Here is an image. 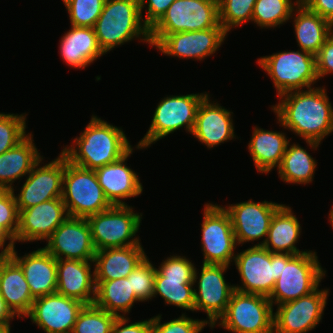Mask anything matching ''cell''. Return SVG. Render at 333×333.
I'll return each instance as SVG.
<instances>
[{"mask_svg": "<svg viewBox=\"0 0 333 333\" xmlns=\"http://www.w3.org/2000/svg\"><path fill=\"white\" fill-rule=\"evenodd\" d=\"M278 98L279 103L271 107L277 123L317 150L322 140L333 132V106L325 87L294 90Z\"/></svg>", "mask_w": 333, "mask_h": 333, "instance_id": "obj_1", "label": "cell"}, {"mask_svg": "<svg viewBox=\"0 0 333 333\" xmlns=\"http://www.w3.org/2000/svg\"><path fill=\"white\" fill-rule=\"evenodd\" d=\"M131 148L122 128L92 114L85 130L61 152L72 164L95 170L117 161Z\"/></svg>", "mask_w": 333, "mask_h": 333, "instance_id": "obj_2", "label": "cell"}, {"mask_svg": "<svg viewBox=\"0 0 333 333\" xmlns=\"http://www.w3.org/2000/svg\"><path fill=\"white\" fill-rule=\"evenodd\" d=\"M93 29L105 54L134 38L151 46L150 29L143 22L139 0H105Z\"/></svg>", "mask_w": 333, "mask_h": 333, "instance_id": "obj_3", "label": "cell"}, {"mask_svg": "<svg viewBox=\"0 0 333 333\" xmlns=\"http://www.w3.org/2000/svg\"><path fill=\"white\" fill-rule=\"evenodd\" d=\"M317 252L307 250L303 254L282 253V271L268 297L273 307L311 294L326 274L320 265Z\"/></svg>", "mask_w": 333, "mask_h": 333, "instance_id": "obj_4", "label": "cell"}, {"mask_svg": "<svg viewBox=\"0 0 333 333\" xmlns=\"http://www.w3.org/2000/svg\"><path fill=\"white\" fill-rule=\"evenodd\" d=\"M277 90V97L294 90L310 89L319 81L316 55L298 49L280 51L257 59Z\"/></svg>", "mask_w": 333, "mask_h": 333, "instance_id": "obj_5", "label": "cell"}, {"mask_svg": "<svg viewBox=\"0 0 333 333\" xmlns=\"http://www.w3.org/2000/svg\"><path fill=\"white\" fill-rule=\"evenodd\" d=\"M61 198L69 217L87 219L112 206L104 195L95 171L72 164L65 155Z\"/></svg>", "mask_w": 333, "mask_h": 333, "instance_id": "obj_6", "label": "cell"}, {"mask_svg": "<svg viewBox=\"0 0 333 333\" xmlns=\"http://www.w3.org/2000/svg\"><path fill=\"white\" fill-rule=\"evenodd\" d=\"M218 24V0H175L150 29L151 47L166 35L215 28Z\"/></svg>", "mask_w": 333, "mask_h": 333, "instance_id": "obj_7", "label": "cell"}, {"mask_svg": "<svg viewBox=\"0 0 333 333\" xmlns=\"http://www.w3.org/2000/svg\"><path fill=\"white\" fill-rule=\"evenodd\" d=\"M209 94L196 93L169 95L158 103L146 135L138 142L136 149L151 147V144L174 133L180 128L192 133L198 107Z\"/></svg>", "mask_w": 333, "mask_h": 333, "instance_id": "obj_8", "label": "cell"}, {"mask_svg": "<svg viewBox=\"0 0 333 333\" xmlns=\"http://www.w3.org/2000/svg\"><path fill=\"white\" fill-rule=\"evenodd\" d=\"M133 209L129 205H112L87 218L96 251L141 245L136 233L142 223V213Z\"/></svg>", "mask_w": 333, "mask_h": 333, "instance_id": "obj_9", "label": "cell"}, {"mask_svg": "<svg viewBox=\"0 0 333 333\" xmlns=\"http://www.w3.org/2000/svg\"><path fill=\"white\" fill-rule=\"evenodd\" d=\"M274 307L267 296L234 290L216 322L233 333H273Z\"/></svg>", "mask_w": 333, "mask_h": 333, "instance_id": "obj_10", "label": "cell"}, {"mask_svg": "<svg viewBox=\"0 0 333 333\" xmlns=\"http://www.w3.org/2000/svg\"><path fill=\"white\" fill-rule=\"evenodd\" d=\"M241 286L234 289L243 293L269 297L282 271V253H271L263 246H251L235 255Z\"/></svg>", "mask_w": 333, "mask_h": 333, "instance_id": "obj_11", "label": "cell"}, {"mask_svg": "<svg viewBox=\"0 0 333 333\" xmlns=\"http://www.w3.org/2000/svg\"><path fill=\"white\" fill-rule=\"evenodd\" d=\"M194 263L181 255H170L156 268L154 295L166 305L194 312Z\"/></svg>", "mask_w": 333, "mask_h": 333, "instance_id": "obj_12", "label": "cell"}, {"mask_svg": "<svg viewBox=\"0 0 333 333\" xmlns=\"http://www.w3.org/2000/svg\"><path fill=\"white\" fill-rule=\"evenodd\" d=\"M201 224L203 264L230 266L237 247L229 214L223 206L206 203Z\"/></svg>", "mask_w": 333, "mask_h": 333, "instance_id": "obj_13", "label": "cell"}, {"mask_svg": "<svg viewBox=\"0 0 333 333\" xmlns=\"http://www.w3.org/2000/svg\"><path fill=\"white\" fill-rule=\"evenodd\" d=\"M229 266L202 264L199 274L197 268L194 271V311H203L207 314L208 326L214 328L218 319L226 312L234 284H228L224 273ZM199 274V276H198ZM198 279V281H197Z\"/></svg>", "mask_w": 333, "mask_h": 333, "instance_id": "obj_14", "label": "cell"}, {"mask_svg": "<svg viewBox=\"0 0 333 333\" xmlns=\"http://www.w3.org/2000/svg\"><path fill=\"white\" fill-rule=\"evenodd\" d=\"M329 289H319L311 294L277 305L273 317V333H307L322 320Z\"/></svg>", "mask_w": 333, "mask_h": 333, "instance_id": "obj_15", "label": "cell"}, {"mask_svg": "<svg viewBox=\"0 0 333 333\" xmlns=\"http://www.w3.org/2000/svg\"><path fill=\"white\" fill-rule=\"evenodd\" d=\"M282 205L266 200L257 202L252 199L229 204V206L224 205L223 208L231 219L237 246L264 238L262 242L255 244V246H262L265 243L272 217Z\"/></svg>", "mask_w": 333, "mask_h": 333, "instance_id": "obj_16", "label": "cell"}, {"mask_svg": "<svg viewBox=\"0 0 333 333\" xmlns=\"http://www.w3.org/2000/svg\"><path fill=\"white\" fill-rule=\"evenodd\" d=\"M42 161H44L43 157L27 175L25 183L19 190L20 193H14L18 210L62 197L64 154L60 152L56 159L40 166L41 163H44Z\"/></svg>", "mask_w": 333, "mask_h": 333, "instance_id": "obj_17", "label": "cell"}, {"mask_svg": "<svg viewBox=\"0 0 333 333\" xmlns=\"http://www.w3.org/2000/svg\"><path fill=\"white\" fill-rule=\"evenodd\" d=\"M46 241L44 249L56 259L94 261L96 249L85 218L68 217Z\"/></svg>", "mask_w": 333, "mask_h": 333, "instance_id": "obj_18", "label": "cell"}, {"mask_svg": "<svg viewBox=\"0 0 333 333\" xmlns=\"http://www.w3.org/2000/svg\"><path fill=\"white\" fill-rule=\"evenodd\" d=\"M85 305L56 292L36 298L26 317L45 333H72L78 314Z\"/></svg>", "mask_w": 333, "mask_h": 333, "instance_id": "obj_19", "label": "cell"}, {"mask_svg": "<svg viewBox=\"0 0 333 333\" xmlns=\"http://www.w3.org/2000/svg\"><path fill=\"white\" fill-rule=\"evenodd\" d=\"M227 35L218 24L215 28L166 35L155 48L166 56L202 61L219 50Z\"/></svg>", "mask_w": 333, "mask_h": 333, "instance_id": "obj_20", "label": "cell"}, {"mask_svg": "<svg viewBox=\"0 0 333 333\" xmlns=\"http://www.w3.org/2000/svg\"><path fill=\"white\" fill-rule=\"evenodd\" d=\"M68 217L62 198L51 199L31 208L19 210L15 242L47 240Z\"/></svg>", "mask_w": 333, "mask_h": 333, "instance_id": "obj_21", "label": "cell"}, {"mask_svg": "<svg viewBox=\"0 0 333 333\" xmlns=\"http://www.w3.org/2000/svg\"><path fill=\"white\" fill-rule=\"evenodd\" d=\"M208 94L200 103L191 135L211 149L235 139L233 112L227 110ZM211 101V102H210Z\"/></svg>", "mask_w": 333, "mask_h": 333, "instance_id": "obj_22", "label": "cell"}, {"mask_svg": "<svg viewBox=\"0 0 333 333\" xmlns=\"http://www.w3.org/2000/svg\"><path fill=\"white\" fill-rule=\"evenodd\" d=\"M133 148L117 161L94 170L104 195L111 205H128L124 200L137 197L143 192L137 172L135 173L125 163L133 153Z\"/></svg>", "mask_w": 333, "mask_h": 333, "instance_id": "obj_23", "label": "cell"}, {"mask_svg": "<svg viewBox=\"0 0 333 333\" xmlns=\"http://www.w3.org/2000/svg\"><path fill=\"white\" fill-rule=\"evenodd\" d=\"M9 255L22 268L30 293L34 299L56 293L57 259L44 248L18 256L15 247Z\"/></svg>", "mask_w": 333, "mask_h": 333, "instance_id": "obj_24", "label": "cell"}, {"mask_svg": "<svg viewBox=\"0 0 333 333\" xmlns=\"http://www.w3.org/2000/svg\"><path fill=\"white\" fill-rule=\"evenodd\" d=\"M94 261L57 259L58 294L77 299L86 305L94 304L96 297Z\"/></svg>", "mask_w": 333, "mask_h": 333, "instance_id": "obj_25", "label": "cell"}, {"mask_svg": "<svg viewBox=\"0 0 333 333\" xmlns=\"http://www.w3.org/2000/svg\"><path fill=\"white\" fill-rule=\"evenodd\" d=\"M0 294L17 318H25L35 300L20 265L10 255H0Z\"/></svg>", "mask_w": 333, "mask_h": 333, "instance_id": "obj_26", "label": "cell"}, {"mask_svg": "<svg viewBox=\"0 0 333 333\" xmlns=\"http://www.w3.org/2000/svg\"><path fill=\"white\" fill-rule=\"evenodd\" d=\"M61 37L59 53L66 64L75 69H85L105 55L91 27H75Z\"/></svg>", "mask_w": 333, "mask_h": 333, "instance_id": "obj_27", "label": "cell"}, {"mask_svg": "<svg viewBox=\"0 0 333 333\" xmlns=\"http://www.w3.org/2000/svg\"><path fill=\"white\" fill-rule=\"evenodd\" d=\"M146 256L142 245L98 250L93 266L95 281L126 278Z\"/></svg>", "mask_w": 333, "mask_h": 333, "instance_id": "obj_28", "label": "cell"}, {"mask_svg": "<svg viewBox=\"0 0 333 333\" xmlns=\"http://www.w3.org/2000/svg\"><path fill=\"white\" fill-rule=\"evenodd\" d=\"M253 129L247 146L249 154L257 171L269 174L272 169H278L281 165L289 138L282 131H269L258 126H254Z\"/></svg>", "mask_w": 333, "mask_h": 333, "instance_id": "obj_29", "label": "cell"}, {"mask_svg": "<svg viewBox=\"0 0 333 333\" xmlns=\"http://www.w3.org/2000/svg\"><path fill=\"white\" fill-rule=\"evenodd\" d=\"M42 157L32 132L28 133L16 146L0 154V188L15 191L14 182L26 177Z\"/></svg>", "mask_w": 333, "mask_h": 333, "instance_id": "obj_30", "label": "cell"}, {"mask_svg": "<svg viewBox=\"0 0 333 333\" xmlns=\"http://www.w3.org/2000/svg\"><path fill=\"white\" fill-rule=\"evenodd\" d=\"M290 19H293L297 45L301 50L314 55L333 33V25L329 21L309 10L301 2L294 8Z\"/></svg>", "mask_w": 333, "mask_h": 333, "instance_id": "obj_31", "label": "cell"}, {"mask_svg": "<svg viewBox=\"0 0 333 333\" xmlns=\"http://www.w3.org/2000/svg\"><path fill=\"white\" fill-rule=\"evenodd\" d=\"M289 205L283 204L272 217L265 243L262 245L271 253L303 254L296 247L301 233V224Z\"/></svg>", "mask_w": 333, "mask_h": 333, "instance_id": "obj_32", "label": "cell"}, {"mask_svg": "<svg viewBox=\"0 0 333 333\" xmlns=\"http://www.w3.org/2000/svg\"><path fill=\"white\" fill-rule=\"evenodd\" d=\"M95 283L94 304L117 317H125L131 312L134 302H141L131 290V278L95 281Z\"/></svg>", "mask_w": 333, "mask_h": 333, "instance_id": "obj_33", "label": "cell"}, {"mask_svg": "<svg viewBox=\"0 0 333 333\" xmlns=\"http://www.w3.org/2000/svg\"><path fill=\"white\" fill-rule=\"evenodd\" d=\"M317 163L299 143L290 144L289 141L277 172L283 182L305 186L312 183Z\"/></svg>", "mask_w": 333, "mask_h": 333, "instance_id": "obj_34", "label": "cell"}, {"mask_svg": "<svg viewBox=\"0 0 333 333\" xmlns=\"http://www.w3.org/2000/svg\"><path fill=\"white\" fill-rule=\"evenodd\" d=\"M300 0H257L254 5L252 22L262 28H276L290 20Z\"/></svg>", "mask_w": 333, "mask_h": 333, "instance_id": "obj_35", "label": "cell"}, {"mask_svg": "<svg viewBox=\"0 0 333 333\" xmlns=\"http://www.w3.org/2000/svg\"><path fill=\"white\" fill-rule=\"evenodd\" d=\"M116 318L95 304L85 305L78 314L72 333H111Z\"/></svg>", "mask_w": 333, "mask_h": 333, "instance_id": "obj_36", "label": "cell"}, {"mask_svg": "<svg viewBox=\"0 0 333 333\" xmlns=\"http://www.w3.org/2000/svg\"><path fill=\"white\" fill-rule=\"evenodd\" d=\"M257 0H218L219 24L228 34L233 28L252 22Z\"/></svg>", "mask_w": 333, "mask_h": 333, "instance_id": "obj_37", "label": "cell"}, {"mask_svg": "<svg viewBox=\"0 0 333 333\" xmlns=\"http://www.w3.org/2000/svg\"><path fill=\"white\" fill-rule=\"evenodd\" d=\"M26 115L0 112V154L21 142L26 133Z\"/></svg>", "mask_w": 333, "mask_h": 333, "instance_id": "obj_38", "label": "cell"}, {"mask_svg": "<svg viewBox=\"0 0 333 333\" xmlns=\"http://www.w3.org/2000/svg\"><path fill=\"white\" fill-rule=\"evenodd\" d=\"M105 0H71L65 4L71 25L93 28L102 13Z\"/></svg>", "mask_w": 333, "mask_h": 333, "instance_id": "obj_39", "label": "cell"}, {"mask_svg": "<svg viewBox=\"0 0 333 333\" xmlns=\"http://www.w3.org/2000/svg\"><path fill=\"white\" fill-rule=\"evenodd\" d=\"M155 274L156 267L146 256L128 275L127 278H131V290L141 302L152 300Z\"/></svg>", "mask_w": 333, "mask_h": 333, "instance_id": "obj_40", "label": "cell"}, {"mask_svg": "<svg viewBox=\"0 0 333 333\" xmlns=\"http://www.w3.org/2000/svg\"><path fill=\"white\" fill-rule=\"evenodd\" d=\"M161 314L152 317V333H200L207 326V319H193L182 313L178 318L161 323Z\"/></svg>", "mask_w": 333, "mask_h": 333, "instance_id": "obj_41", "label": "cell"}, {"mask_svg": "<svg viewBox=\"0 0 333 333\" xmlns=\"http://www.w3.org/2000/svg\"><path fill=\"white\" fill-rule=\"evenodd\" d=\"M19 224V210L14 190H4L0 194V225L14 238Z\"/></svg>", "mask_w": 333, "mask_h": 333, "instance_id": "obj_42", "label": "cell"}, {"mask_svg": "<svg viewBox=\"0 0 333 333\" xmlns=\"http://www.w3.org/2000/svg\"><path fill=\"white\" fill-rule=\"evenodd\" d=\"M174 1L175 0H139L144 24L151 29L162 18ZM144 8L147 10L145 18H143L142 13Z\"/></svg>", "mask_w": 333, "mask_h": 333, "instance_id": "obj_43", "label": "cell"}, {"mask_svg": "<svg viewBox=\"0 0 333 333\" xmlns=\"http://www.w3.org/2000/svg\"><path fill=\"white\" fill-rule=\"evenodd\" d=\"M316 71L319 80L333 73V33L316 54Z\"/></svg>", "mask_w": 333, "mask_h": 333, "instance_id": "obj_44", "label": "cell"}, {"mask_svg": "<svg viewBox=\"0 0 333 333\" xmlns=\"http://www.w3.org/2000/svg\"><path fill=\"white\" fill-rule=\"evenodd\" d=\"M129 321L127 316L117 317L111 333H152V318L130 324Z\"/></svg>", "mask_w": 333, "mask_h": 333, "instance_id": "obj_45", "label": "cell"}, {"mask_svg": "<svg viewBox=\"0 0 333 333\" xmlns=\"http://www.w3.org/2000/svg\"><path fill=\"white\" fill-rule=\"evenodd\" d=\"M300 2L333 25V0H300Z\"/></svg>", "mask_w": 333, "mask_h": 333, "instance_id": "obj_46", "label": "cell"}, {"mask_svg": "<svg viewBox=\"0 0 333 333\" xmlns=\"http://www.w3.org/2000/svg\"><path fill=\"white\" fill-rule=\"evenodd\" d=\"M7 240L8 244H6ZM15 243V239L0 225V255H9Z\"/></svg>", "mask_w": 333, "mask_h": 333, "instance_id": "obj_47", "label": "cell"}, {"mask_svg": "<svg viewBox=\"0 0 333 333\" xmlns=\"http://www.w3.org/2000/svg\"><path fill=\"white\" fill-rule=\"evenodd\" d=\"M16 317L11 310L8 308V306L5 303V300L0 294V328L3 327H11L10 321Z\"/></svg>", "mask_w": 333, "mask_h": 333, "instance_id": "obj_48", "label": "cell"}, {"mask_svg": "<svg viewBox=\"0 0 333 333\" xmlns=\"http://www.w3.org/2000/svg\"><path fill=\"white\" fill-rule=\"evenodd\" d=\"M328 220L330 221L331 227L333 228V206L331 208V210L329 211V215H328Z\"/></svg>", "mask_w": 333, "mask_h": 333, "instance_id": "obj_49", "label": "cell"}, {"mask_svg": "<svg viewBox=\"0 0 333 333\" xmlns=\"http://www.w3.org/2000/svg\"><path fill=\"white\" fill-rule=\"evenodd\" d=\"M11 327L0 328V333H11Z\"/></svg>", "mask_w": 333, "mask_h": 333, "instance_id": "obj_50", "label": "cell"}, {"mask_svg": "<svg viewBox=\"0 0 333 333\" xmlns=\"http://www.w3.org/2000/svg\"><path fill=\"white\" fill-rule=\"evenodd\" d=\"M62 1H63L64 5H65L66 3H68L71 0H62Z\"/></svg>", "mask_w": 333, "mask_h": 333, "instance_id": "obj_51", "label": "cell"}, {"mask_svg": "<svg viewBox=\"0 0 333 333\" xmlns=\"http://www.w3.org/2000/svg\"><path fill=\"white\" fill-rule=\"evenodd\" d=\"M5 189L0 188V194L4 191Z\"/></svg>", "mask_w": 333, "mask_h": 333, "instance_id": "obj_52", "label": "cell"}]
</instances>
